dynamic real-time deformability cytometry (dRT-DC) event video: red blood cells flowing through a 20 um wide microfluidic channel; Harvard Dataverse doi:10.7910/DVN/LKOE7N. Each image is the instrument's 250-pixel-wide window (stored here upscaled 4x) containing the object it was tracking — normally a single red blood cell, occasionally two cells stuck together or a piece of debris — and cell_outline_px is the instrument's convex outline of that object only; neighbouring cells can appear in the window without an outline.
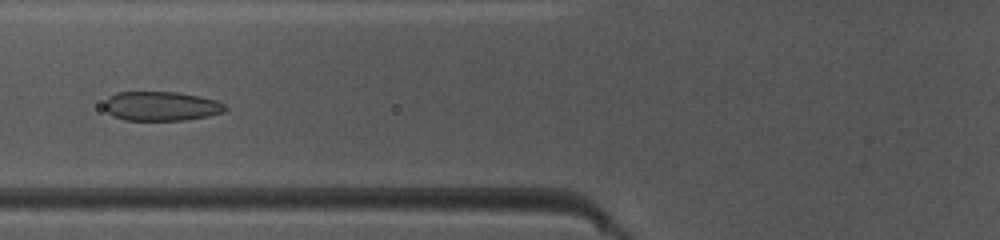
{"species": "common noctule bat (a hibernating species)", "species_latin": "Nyctalus noctula", "temperature_condition": "warm", "stored_images_in_passage": 37, "camera_frame_rate_fps": 3000, "um_per_image_px": 0.085, "animal": {"sex": "female", "body_mass_g": 10.0, "forearm_length_mm": 53.1}, "frame": {"image": 1, "passage_image": 8, "time_ms": 2.333, "image_size_px": [1000, 240], "cell_outline_px": [[228, 108], [224, 112], [208, 116], [184, 120], [124, 120], [112, 116], [104, 108], [104, 100], [108, 96], [116, 92], [176, 92], [200, 96], [216, 100], [224, 104]], "centroid_in_image_um": [13.68, 9.02], "position_along_channel_um": 112.1, "area_um2": 20.81}}
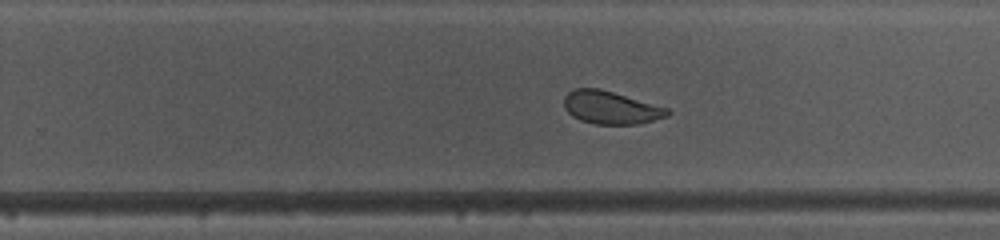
{"frame": {"image": 2, "passage_image": 20, "time_ms": 6.333, "image_size_px": [1000, 240], "cell_outline_px": [[672, 112], [668, 116], [636, 124], [596, 124], [580, 120], [572, 116], [564, 108], [564, 96], [568, 92], [576, 88], [600, 88], [668, 108]], "centroid_in_image_um": [51.9, 9.14], "position_along_channel_um": 277.9, "area_um2": 19.77}}
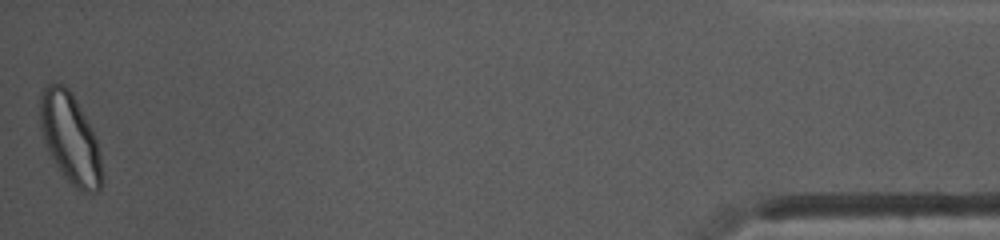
{"frame": {"image": 3, "passage_image": 37, "time_ms": 12.0, "image_size_px": [1000, 240], "cell_outline_px": [[100, 188], [96, 192], [84, 192], [76, 188], [68, 180], [56, 164], [48, 152], [40, 128], [40, 92], [48, 84], [64, 84], [72, 92], [96, 140], [100, 152]], "centroid_in_image_um": [5.92, 11.72], "position_along_channel_um": 429.3, "area_um2": 31.67}, "authors_computed_cell_mechanics": {"area_um2": 20.9236, "velocity_mm_per_s": 4.1422, "shape_relaxation_time_tau1_ms": 2.6749, "shape_relaxation_time_tau2_ms": 0.7668, "deformation_change_tau1": 0.0928, "deformation_change_tau2": 0.0402}}